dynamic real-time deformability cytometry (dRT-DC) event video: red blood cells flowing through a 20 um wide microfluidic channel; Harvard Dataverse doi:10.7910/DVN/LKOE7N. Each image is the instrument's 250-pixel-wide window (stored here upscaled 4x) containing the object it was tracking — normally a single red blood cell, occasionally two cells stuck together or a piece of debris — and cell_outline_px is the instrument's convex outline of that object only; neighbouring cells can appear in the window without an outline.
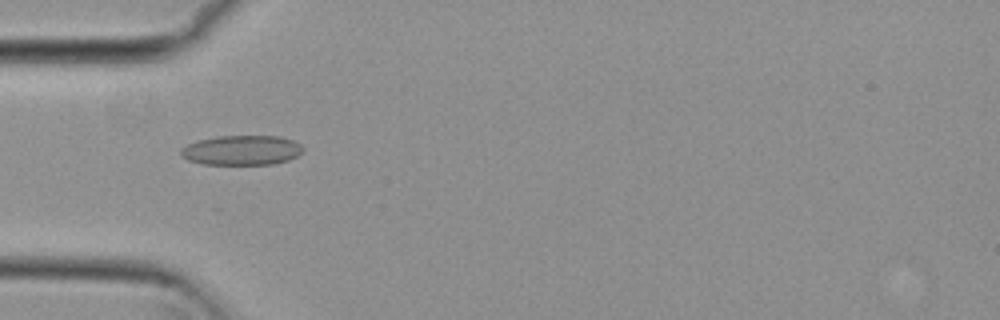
{"species": "common noctule bat (a hibernating species)", "species_latin": "Nyctalus noctula", "temperature_condition": "cold", "stored_images_in_passage": 54, "camera_frame_rate_fps": 3000, "um_per_image_px": 0.085, "animal": {"sex": "female", "body_mass_g": 29.2, "forearm_length_mm": 56.3}, "frame": {"image": 1, "passage_image": 17, "time_ms": 5.333, "image_size_px": [1000, 320], "cell_outline_px": [[304, 152], [288, 160], [272, 164], [204, 164], [188, 160], [180, 156], [180, 148], [188, 144], [200, 140], [216, 136], [280, 136], [292, 140], [300, 144], [304, 148]], "centroid_in_image_um": [20.55, 12.76], "position_along_channel_um": 64.5, "area_um2": 21.21}}
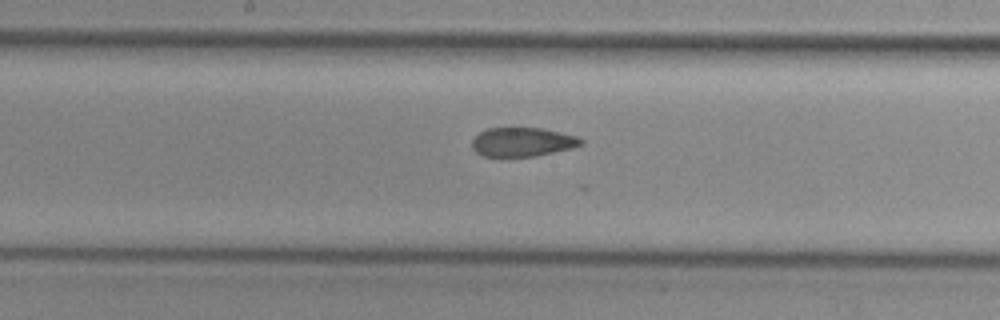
{"frame": {"image": 2, "passage_image": 28, "time_ms": 9.0, "image_size_px": [1000, 320], "cell_outline_px": [[584, 144], [572, 148], [536, 156], [500, 160], [484, 156], [476, 152], [472, 148], [472, 140], [480, 132], [488, 128], [544, 128], [576, 136], [584, 140]], "centroid_in_image_um": [44.38, 12.12], "position_along_channel_um": 203.8, "area_um2": 19.13}}
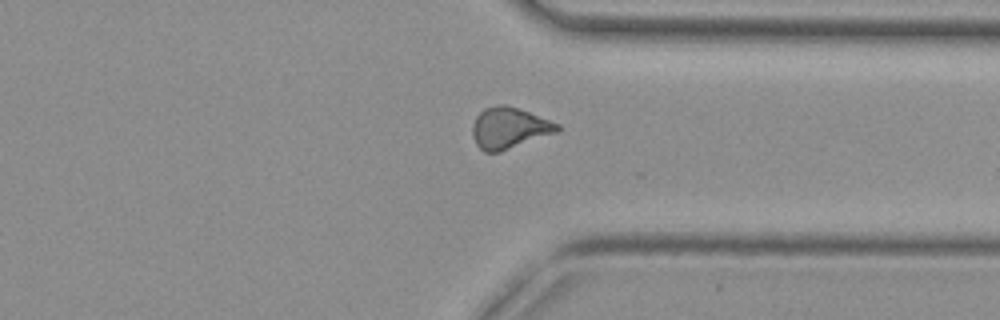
{"frame": {"image": 3, "passage_image": 41, "time_ms": 13.333, "image_size_px": [1000, 320], "cell_outline_px": [[560, 128], [556, 132], [500, 152], [484, 152], [476, 144], [472, 136], [472, 124], [476, 116], [484, 108], [496, 104], [504, 104], [528, 112], [560, 124]], "centroid_in_image_um": [43.23, 10.88], "position_along_channel_um": 368.2, "area_um2": 20.23}}